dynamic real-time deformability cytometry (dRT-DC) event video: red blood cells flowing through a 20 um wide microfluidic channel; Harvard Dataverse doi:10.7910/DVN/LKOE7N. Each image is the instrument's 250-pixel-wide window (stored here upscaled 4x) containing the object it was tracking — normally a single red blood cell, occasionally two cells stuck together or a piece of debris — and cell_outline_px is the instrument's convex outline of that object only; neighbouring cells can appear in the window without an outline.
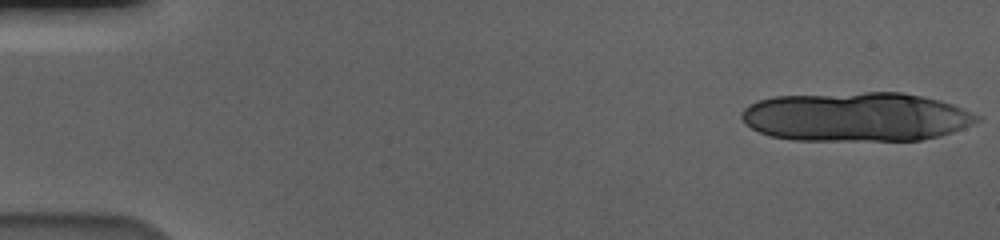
{"species": "human", "species_latin": "Homo sapiens", "temperature_condition": "cold", "stored_images_in_passage": 15, "camera_frame_rate_fps": 3000, "um_per_image_px": 0.085, "donor": {"sex": "male"}, "frame": {"image": 1, "passage_image": 1, "time_ms": 0.0, "image_size_px": [1000, 240], "cell_outline_px": [[980, 120], [952, 132], [940, 136], [920, 140], [796, 140], [772, 136], [760, 132], [744, 124], [740, 116], [740, 112], [748, 104], [772, 96], [864, 92], [900, 92], [940, 100], [952, 104], [980, 116]], "centroid_in_image_um": [72.73, 9.92], "position_along_channel_um": 12.3, "area_um2": 67.45}}